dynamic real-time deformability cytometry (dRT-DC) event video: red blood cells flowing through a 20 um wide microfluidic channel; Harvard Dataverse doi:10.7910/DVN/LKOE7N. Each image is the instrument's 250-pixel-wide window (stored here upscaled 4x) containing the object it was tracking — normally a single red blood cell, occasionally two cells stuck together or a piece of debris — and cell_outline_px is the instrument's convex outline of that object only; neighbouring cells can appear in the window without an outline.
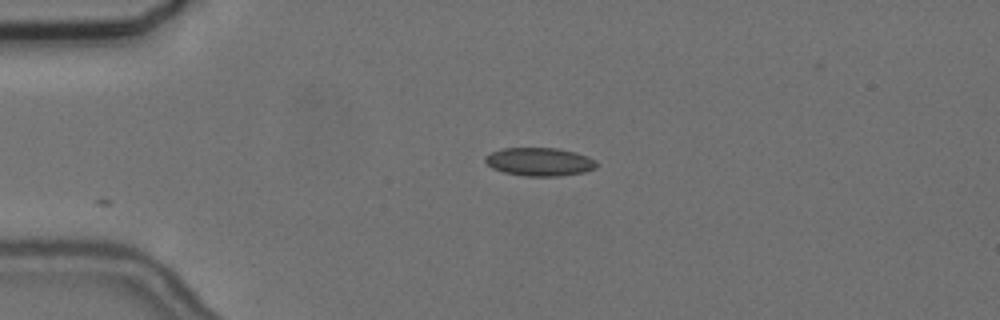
{"species": "common noctule bat (a hibernating species)", "species_latin": "Nyctalus noctula", "temperature_condition": "cold", "stored_images_in_passage": 30, "camera_frame_rate_fps": 3000, "um_per_image_px": 0.085, "animal": {"sex": "female", "body_mass_g": 24.6, "forearm_length_mm": 56.2}, "frame": {"image": 1, "passage_image": 1, "time_ms": 0.0, "image_size_px": [1000, 320], "cell_outline_px": [[600, 164], [596, 168], [584, 172], [560, 176], [528, 176], [504, 172], [492, 168], [484, 160], [484, 156], [492, 152], [504, 148], [560, 148], [576, 152], [588, 156], [596, 160]], "centroid_in_image_um": [45.91, 13.74], "position_along_channel_um": 39.1, "area_um2": 18.5}}
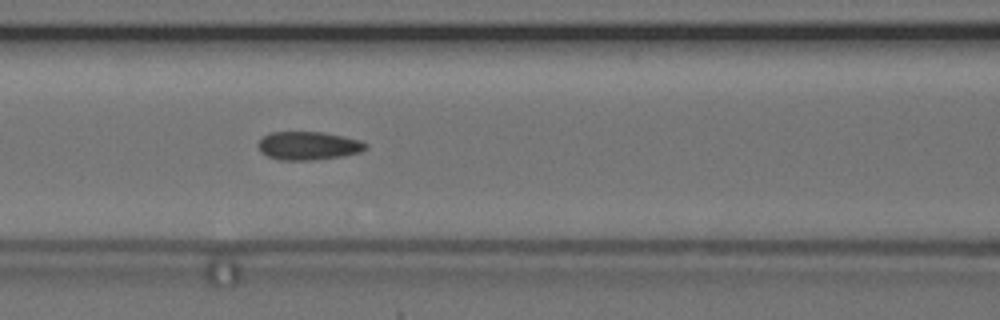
{"frame": {"image": 2, "passage_image": 12, "time_ms": 3.667, "image_size_px": [1000, 320], "cell_outline_px": [[368, 148], [360, 152], [344, 156], [316, 160], [280, 160], [268, 156], [260, 152], [256, 144], [268, 132], [324, 132], [360, 140], [368, 144]], "centroid_in_image_um": [26.21, 12.39], "position_along_channel_um": 140.4, "area_um2": 17.98}}
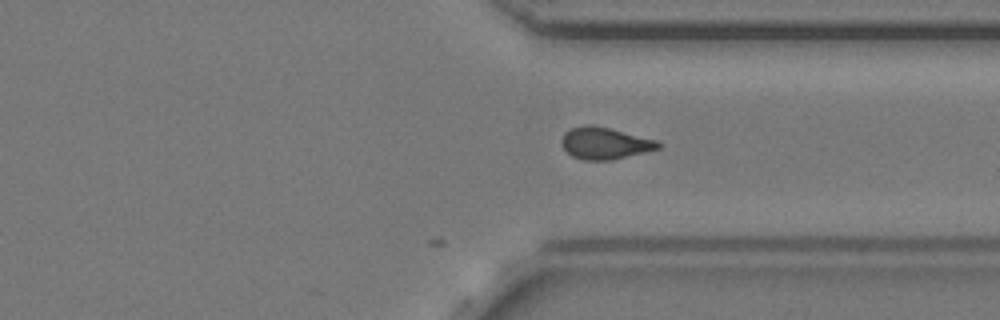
{"frame": {"image": 3, "passage_image": 30, "time_ms": 9.667, "image_size_px": [1000, 320], "cell_outline_px": [[660, 148], [612, 160], [584, 160], [572, 156], [564, 148], [560, 140], [564, 132], [572, 128], [584, 124], [592, 124], [656, 140], [660, 144]], "centroid_in_image_um": [51.36, 12.17], "position_along_channel_um": 360.0, "area_um2": 17.74}}